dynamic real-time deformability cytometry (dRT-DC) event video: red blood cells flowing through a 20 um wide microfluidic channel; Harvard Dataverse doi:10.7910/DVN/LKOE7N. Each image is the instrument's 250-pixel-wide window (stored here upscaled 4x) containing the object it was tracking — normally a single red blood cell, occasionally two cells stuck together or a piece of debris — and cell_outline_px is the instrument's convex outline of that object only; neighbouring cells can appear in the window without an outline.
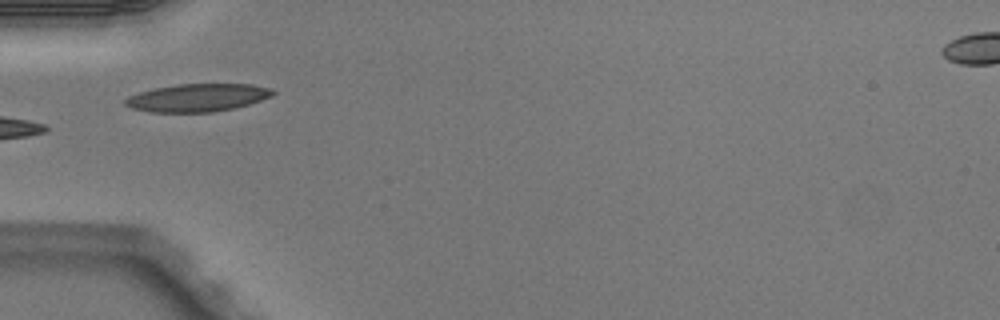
{"species": "Egyptian fruit bat (a non-hibernating species)", "species_latin": "Rousettus aegyptiacus", "temperature_condition": "warm", "stored_images_in_passage": 3, "camera_frame_rate_fps": 3000, "um_per_image_px": 0.085, "animal": {"sex": "male"}, "frame": {"image": 1, "passage_image": 3, "time_ms": 0.667, "image_size_px": [1000, 320], "cell_outline_px": [[276, 92], [272, 96], [248, 104], [232, 108], [212, 112], [148, 112], [132, 108], [124, 104], [124, 100], [128, 96], [140, 92], [156, 88], [176, 84], [252, 84], [272, 88]], "centroid_in_image_um": [16.79, 8.3], "position_along_channel_um": 68.2, "area_um2": 23.87}}